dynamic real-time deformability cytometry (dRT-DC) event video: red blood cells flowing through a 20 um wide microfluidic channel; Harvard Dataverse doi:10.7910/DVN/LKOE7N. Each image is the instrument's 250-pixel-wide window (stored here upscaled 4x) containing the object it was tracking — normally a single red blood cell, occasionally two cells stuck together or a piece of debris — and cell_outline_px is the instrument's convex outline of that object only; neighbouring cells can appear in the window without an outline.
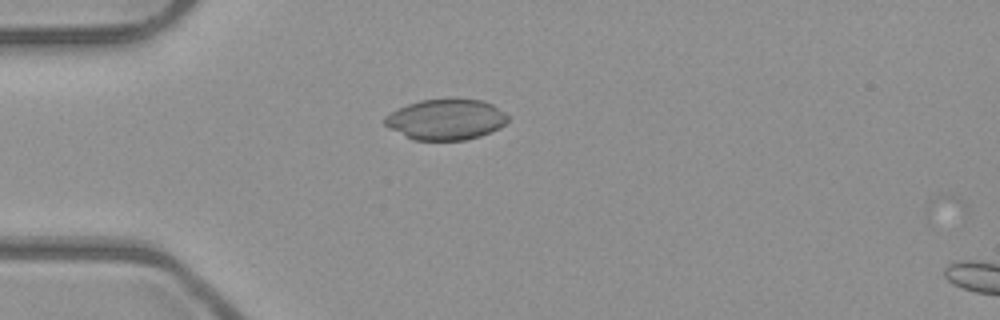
{"species": "common noctule bat (a hibernating species)", "species_latin": "Nyctalus noctula", "temperature_condition": "room temperature", "stored_images_in_passage": 4, "camera_frame_rate_fps": 3000, "um_per_image_px": 0.085, "animal": {"sex": "male", "body_mass_g": 23.1, "forearm_length_mm": 52.7}, "frame": {"image": 1, "passage_image": 4, "time_ms": 1.0, "image_size_px": [1000, 320], "cell_outline_px": [[508, 120], [500, 128], [480, 136], [464, 140], [412, 140], [388, 128], [384, 124], [384, 116], [408, 104], [420, 100], [484, 100], [492, 104], [504, 112], [508, 116]], "centroid_in_image_um": [37.89, 10.17], "position_along_channel_um": 47.1, "area_um2": 28.96}}